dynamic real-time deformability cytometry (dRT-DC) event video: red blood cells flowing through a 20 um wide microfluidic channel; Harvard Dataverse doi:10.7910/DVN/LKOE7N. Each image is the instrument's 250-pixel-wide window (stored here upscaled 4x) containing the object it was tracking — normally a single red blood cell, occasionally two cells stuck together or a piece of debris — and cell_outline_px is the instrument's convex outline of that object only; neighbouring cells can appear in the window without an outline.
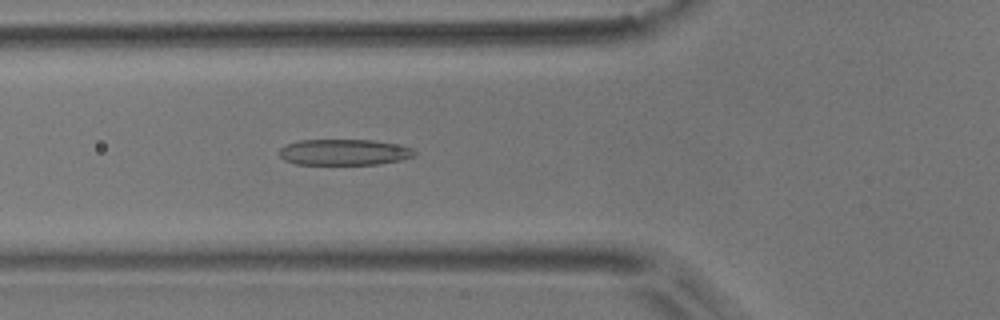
{"species": "common noctule bat (a hibernating species)", "species_latin": "Nyctalus noctula", "temperature_condition": "room temperature", "stored_images_in_passage": 6, "camera_frame_rate_fps": 3000, "um_per_image_px": 0.085, "animal": {"sex": "male", "body_mass_g": 17.9}, "frame": {"image": 1, "passage_image": 6, "time_ms": 1.667, "image_size_px": [1000, 320], "cell_outline_px": [[416, 156], [400, 160], [380, 164], [296, 164], [284, 160], [280, 156], [280, 148], [288, 144], [300, 140], [372, 140], [396, 144], [412, 148], [416, 152]], "centroid_in_image_um": [29.27, 12.94], "position_along_channel_um": 96.5, "area_um2": 20.4}}